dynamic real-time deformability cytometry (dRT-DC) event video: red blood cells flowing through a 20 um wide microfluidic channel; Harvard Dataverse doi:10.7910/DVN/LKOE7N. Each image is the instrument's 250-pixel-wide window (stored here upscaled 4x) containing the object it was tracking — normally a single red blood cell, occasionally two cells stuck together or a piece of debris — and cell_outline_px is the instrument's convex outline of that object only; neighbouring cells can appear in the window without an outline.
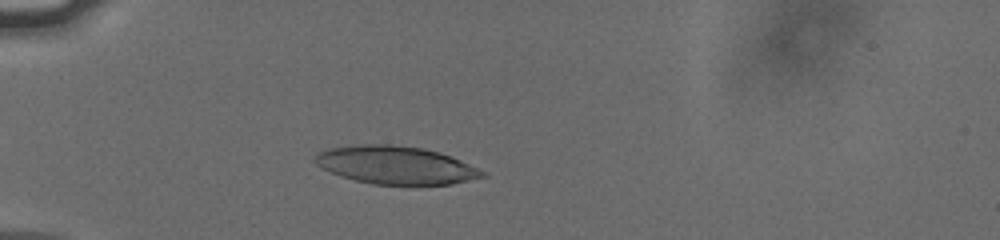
{"species": "human", "species_latin": "Homo sapiens", "temperature_condition": "cold", "stored_images_in_passage": 36, "camera_frame_rate_fps": 3000, "um_per_image_px": 0.085, "donor": {"sex": "male"}, "frame": {"image": 1, "passage_image": 5, "time_ms": 1.333, "image_size_px": [1000, 240], "cell_outline_px": [[488, 176], [452, 184], [372, 184], [340, 176], [320, 168], [316, 164], [316, 152], [328, 148], [360, 144], [392, 144], [424, 148], [440, 152], [452, 156], [484, 172]], "centroid_in_image_um": [33.62, 14.02], "position_along_channel_um": 51.4, "area_um2": 36.99}}
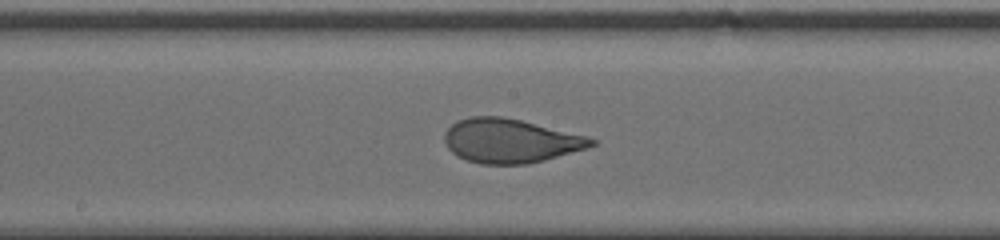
{"frame": {"image": 2, "passage_image": 19, "time_ms": 6.0, "image_size_px": [1000, 240], "cell_outline_px": [[596, 144], [588, 148], [544, 160], [528, 164], [480, 164], [456, 156], [448, 148], [444, 140], [444, 132], [456, 120], [472, 116], [500, 116], [520, 120], [584, 136], [596, 140]], "centroid_in_image_um": [43.33, 11.97], "position_along_channel_um": 204.9, "area_um2": 37.45}}
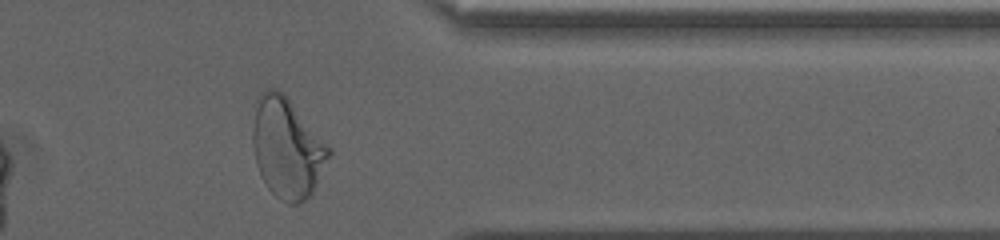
{"frame": {"image": 3, "passage_image": 34, "time_ms": 11.0, "image_size_px": [1000, 240], "cell_outline_px": [[332, 152], [312, 192], [300, 204], [288, 204], [280, 200], [268, 188], [260, 176], [256, 164], [252, 140], [252, 128], [256, 100], [260, 92], [268, 88], [276, 88], [288, 100], [332, 148]], "centroid_in_image_um": [24.38, 12.59], "position_along_channel_um": 387.0, "area_um2": 44.1}, "authors_computed_cell_mechanics": {"area_um2": 37.6278, "velocity_mm_per_s": 3.7934, "shape_relaxation_time_tau1_ms": 4.2573, "shape_relaxation_time_tau2_ms": null, "deformation_change_tau1": 0.1896, "deformation_change_tau2": null}}